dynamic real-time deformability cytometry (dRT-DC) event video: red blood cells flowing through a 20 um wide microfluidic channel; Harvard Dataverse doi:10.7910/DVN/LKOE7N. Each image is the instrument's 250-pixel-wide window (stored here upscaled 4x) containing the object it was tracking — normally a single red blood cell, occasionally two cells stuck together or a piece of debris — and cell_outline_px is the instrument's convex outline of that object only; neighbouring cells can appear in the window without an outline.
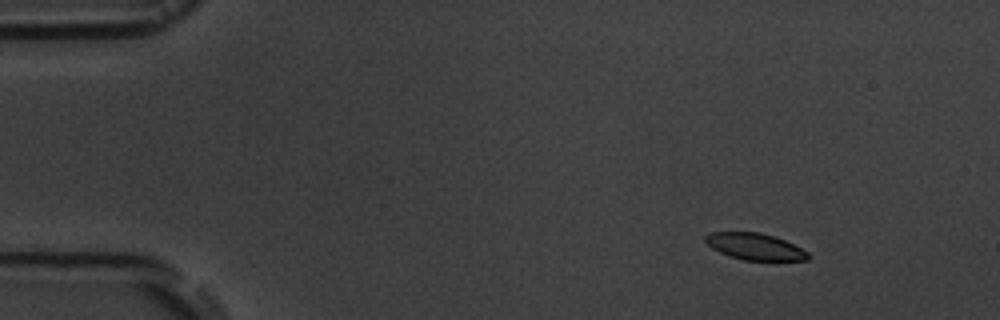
{"species": "common noctule bat (a hibernating species)", "species_latin": "Nyctalus noctula", "temperature_condition": "room temperature", "stored_images_in_passage": 5, "camera_frame_rate_fps": 3000, "um_per_image_px": 0.085, "animal": {"sex": "male", "body_mass_g": 19.5, "forearm_length_mm": 54.6}, "frame": {"image": 1, "passage_image": 2, "time_ms": 2.0, "image_size_px": [1000, 320], "cell_outline_px": [[808, 260], [744, 260], [728, 256], [712, 248], [704, 240], [704, 236], [712, 232], [760, 232], [776, 236], [808, 252]], "centroid_in_image_um": [64.14, 20.95], "position_along_channel_um": 20.9, "area_um2": 15.84}}
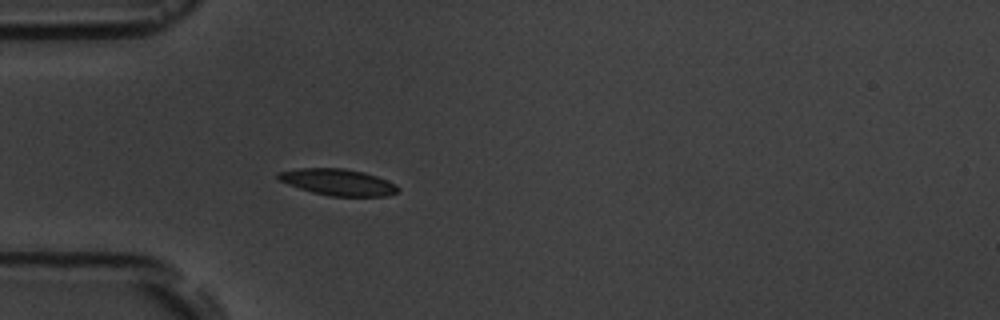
{"frame": {"image": 2, "passage_image": 5, "time_ms": 5.333, "image_size_px": [1000, 320], "cell_outline_px": [[400, 188], [396, 192], [388, 196], [332, 196], [312, 192], [288, 184], [280, 180], [276, 176], [276, 172], [300, 168], [344, 168], [364, 172], [376, 176], [396, 184]], "centroid_in_image_um": [28.73, 15.48], "position_along_channel_um": 56.3, "area_um2": 18.38}}